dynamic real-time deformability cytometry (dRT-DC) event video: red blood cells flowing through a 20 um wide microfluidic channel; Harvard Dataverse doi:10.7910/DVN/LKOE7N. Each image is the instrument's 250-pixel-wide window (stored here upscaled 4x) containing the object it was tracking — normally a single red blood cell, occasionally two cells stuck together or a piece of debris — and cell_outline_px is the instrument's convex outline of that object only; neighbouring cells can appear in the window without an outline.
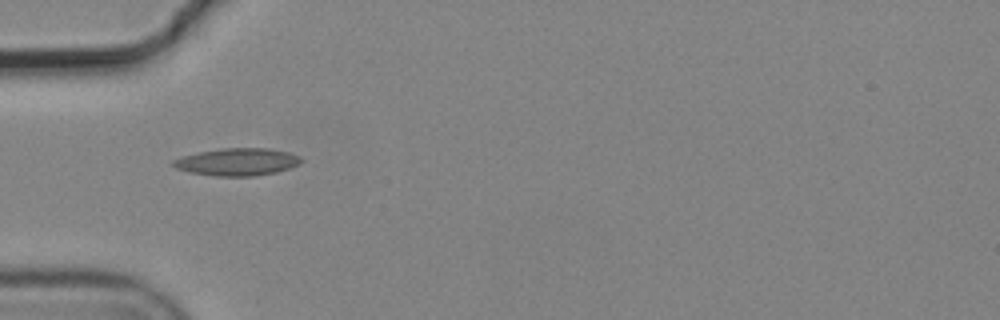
{"species": "common noctule bat (a hibernating species)", "species_latin": "Nyctalus noctula", "temperature_condition": "cold", "stored_images_in_passage": 4, "camera_frame_rate_fps": 3000, "um_per_image_px": 0.085, "animal": {"sex": "male", "body_mass_g": 19.2, "forearm_length_mm": 51.8}, "frame": {"image": 1, "passage_image": 1, "time_ms": 0.0, "image_size_px": [1000, 320], "cell_outline_px": [[304, 160], [300, 164], [276, 172], [256, 176], [216, 176], [192, 172], [176, 168], [172, 164], [172, 160], [184, 156], [200, 152], [220, 148], [268, 148], [288, 152], [300, 156]], "centroid_in_image_um": [20.21, 13.76], "position_along_channel_um": 64.8, "area_um2": 20.35}}
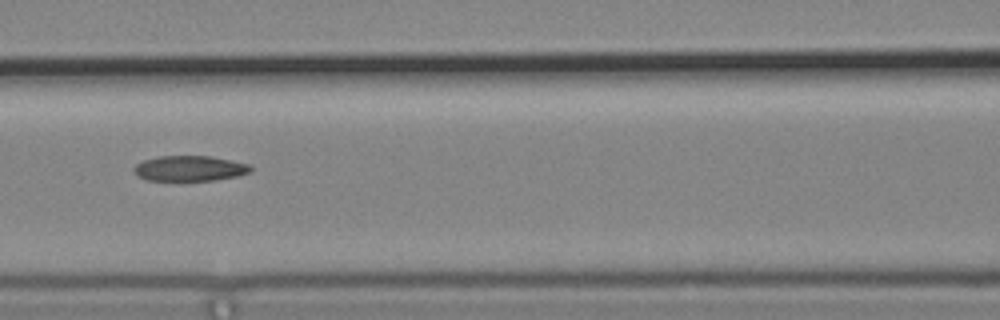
{"frame": {"image": 2, "passage_image": 3, "time_ms": 0.667, "image_size_px": [1000, 320], "cell_outline_px": [[252, 172], [236, 176], [216, 180], [148, 180], [136, 176], [132, 168], [136, 164], [144, 160], [160, 156], [212, 156], [248, 164], [252, 168]], "centroid_in_image_um": [16.11, 14.31], "position_along_channel_um": 150.5, "area_um2": 17.22}}
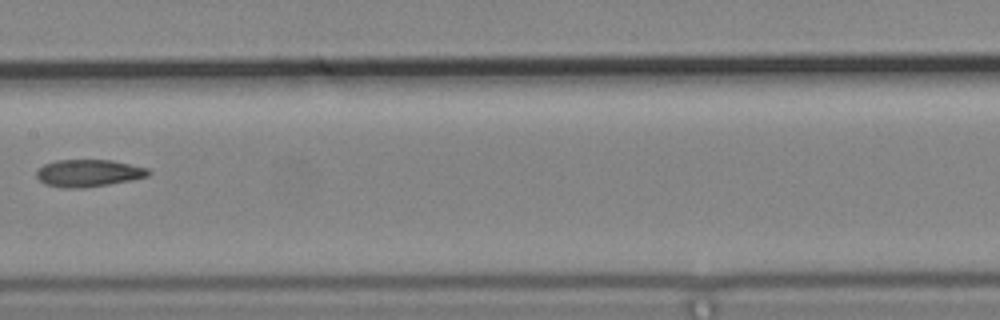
{"frame": {"image": 3, "passage_image": 4, "time_ms": 1.0, "image_size_px": [1000, 320], "cell_outline_px": [[152, 172], [148, 176], [132, 180], [84, 188], [64, 188], [44, 184], [36, 176], [36, 172], [44, 164], [56, 160], [112, 160], [148, 168]], "centroid_in_image_um": [7.53, 14.71], "position_along_channel_um": 199.9, "area_um2": 17.8}}